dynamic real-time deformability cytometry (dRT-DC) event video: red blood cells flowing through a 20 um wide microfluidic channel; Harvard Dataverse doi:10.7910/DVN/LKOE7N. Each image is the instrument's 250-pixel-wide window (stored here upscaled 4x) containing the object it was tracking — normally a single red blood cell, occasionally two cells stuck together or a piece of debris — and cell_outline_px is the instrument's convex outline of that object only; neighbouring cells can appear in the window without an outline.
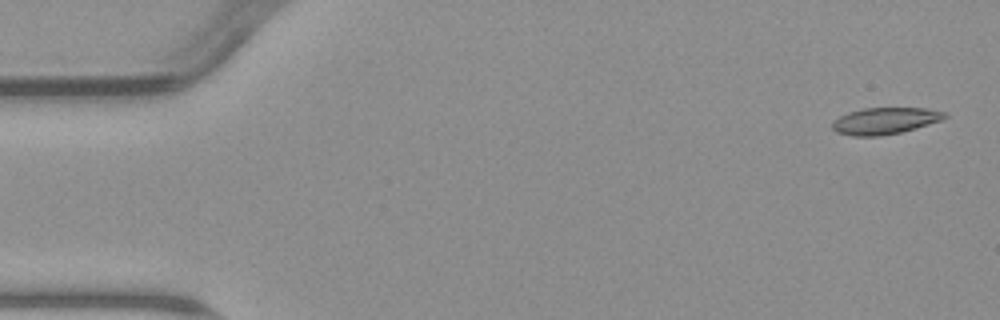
{"species": "common noctule bat (a hibernating species)", "species_latin": "Nyctalus noctula", "temperature_condition": "warm", "stored_images_in_passage": 4, "camera_frame_rate_fps": 3000, "um_per_image_px": 0.085, "animal": {"sex": "male", "body_mass_g": 23.1, "forearm_length_mm": 52.7}, "frame": {"image": 1, "passage_image": 1, "time_ms": 0.0, "image_size_px": [1000, 320], "cell_outline_px": [[948, 116], [940, 120], [916, 128], [900, 132], [880, 136], [852, 136], [836, 132], [832, 128], [832, 120], [848, 112], [864, 108], [928, 108], [948, 112]], "centroid_in_image_um": [75.21, 10.26], "position_along_channel_um": 9.8, "area_um2": 17.51}}
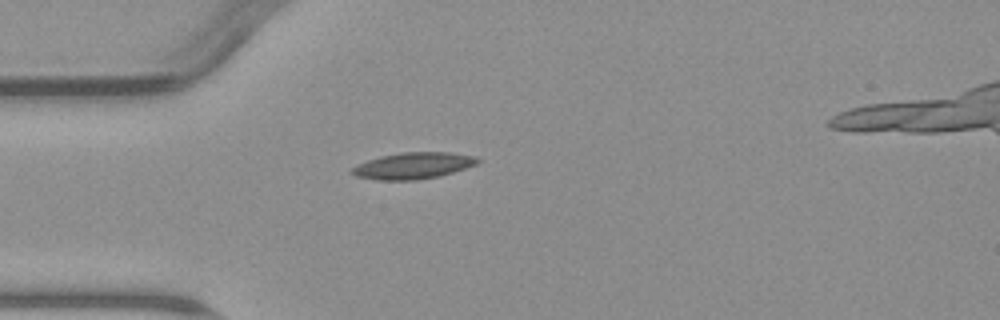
{"frame": {"image": 2, "passage_image": 4, "time_ms": 4.333, "image_size_px": [1000, 320], "cell_outline_px": [[480, 160], [476, 164], [440, 176], [416, 180], [376, 180], [356, 176], [348, 172], [352, 168], [368, 160], [380, 156], [400, 152], [452, 152], [476, 156]], "centroid_in_image_um": [35.11, 14.08], "position_along_channel_um": 49.9, "area_um2": 19.36}}